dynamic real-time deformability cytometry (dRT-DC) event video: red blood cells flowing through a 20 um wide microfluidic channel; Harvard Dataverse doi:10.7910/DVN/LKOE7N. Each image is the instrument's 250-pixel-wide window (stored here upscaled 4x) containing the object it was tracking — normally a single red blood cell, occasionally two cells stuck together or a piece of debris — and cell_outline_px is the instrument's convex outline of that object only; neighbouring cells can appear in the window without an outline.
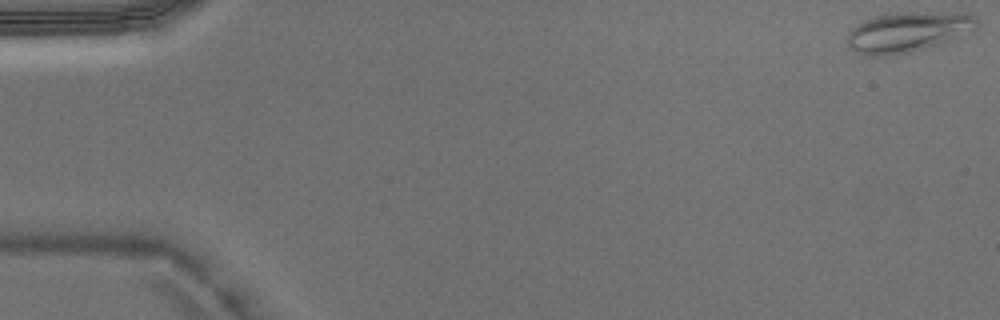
{"species": "Egyptian fruit bat (a non-hibernating species)", "species_latin": "Rousettus aegyptiacus", "temperature_condition": "warm", "stored_images_in_passage": 47, "camera_frame_rate_fps": 3000, "um_per_image_px": 0.085, "animal": {"sex": "male"}, "frame": {"image": 1, "passage_image": 1, "time_ms": 0.0, "image_size_px": [1000, 320], "cell_outline_px": [[976, 28], [952, 40], [912, 52], [888, 56], [864, 56], [848, 48], [848, 32], [856, 24], [872, 16], [900, 12], [968, 12], [976, 16]], "centroid_in_image_um": [77.15, 2.71], "position_along_channel_um": 7.9, "area_um2": 30.81}}
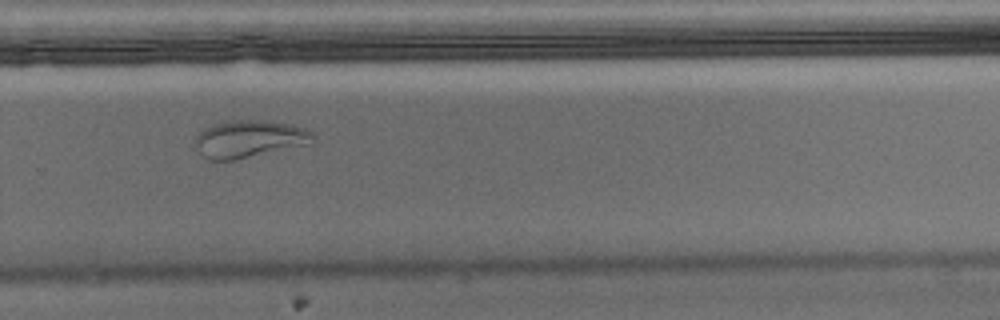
{"frame": {"image": 2, "passage_image": 32, "time_ms": 10.333, "image_size_px": [1000, 320], "cell_outline_px": [[316, 136], [312, 144], [232, 160], [208, 160], [196, 148], [196, 136], [204, 128], [216, 124], [232, 120], [264, 120], [288, 124], [304, 128], [312, 132]], "centroid_in_image_um": [21.23, 11.81], "position_along_channel_um": 308.6, "area_um2": 25.49}}
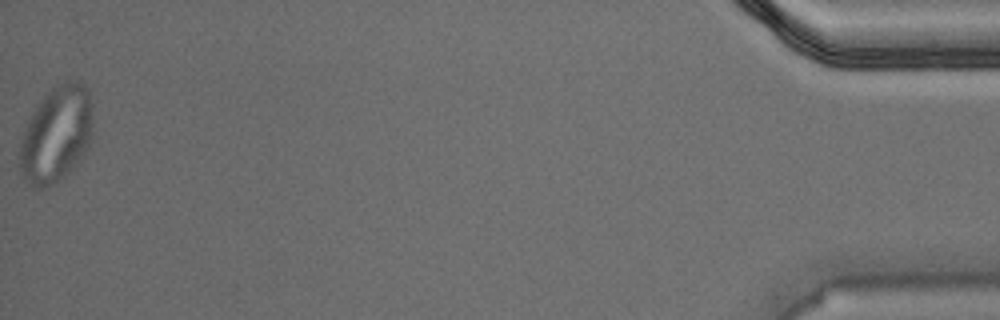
{"frame": {"image": 3, "passage_image": 47, "time_ms": 15.333, "image_size_px": [1000, 320], "cell_outline_px": [[92, 136], [88, 148], [80, 164], [56, 180], [40, 188], [32, 188], [24, 184], [20, 172], [20, 140], [28, 120], [36, 104], [52, 88], [64, 80], [80, 80], [88, 88], [92, 104]], "centroid_in_image_um": [4.8, 11.4], "position_along_channel_um": 430.4, "area_um2": 41.73}}